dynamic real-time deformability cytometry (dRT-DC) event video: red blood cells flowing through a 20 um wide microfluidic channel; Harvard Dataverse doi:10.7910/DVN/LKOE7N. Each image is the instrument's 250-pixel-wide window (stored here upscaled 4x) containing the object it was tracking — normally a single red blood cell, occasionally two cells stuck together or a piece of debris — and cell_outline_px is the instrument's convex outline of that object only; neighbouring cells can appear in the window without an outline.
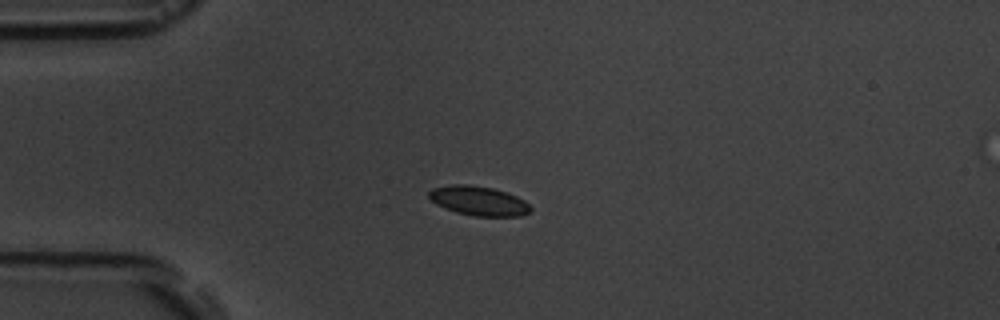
{"species": "common noctule bat (a hibernating species)", "species_latin": "Nyctalus noctula", "temperature_condition": "room temperature", "stored_images_in_passage": 6, "camera_frame_rate_fps": 3000, "um_per_image_px": 0.085, "animal": {"sex": "male", "body_mass_g": 19.5, "forearm_length_mm": 54.6}, "frame": {"image": 1, "passage_image": 4, "time_ms": 3.667, "image_size_px": [1000, 320], "cell_outline_px": [[532, 212], [520, 216], [472, 216], [456, 212], [444, 208], [436, 204], [428, 196], [428, 192], [432, 188], [452, 184], [468, 184], [492, 188], [508, 192], [524, 200], [532, 208]], "centroid_in_image_um": [40.69, 17.07], "position_along_channel_um": 44.3, "area_um2": 17.57}}
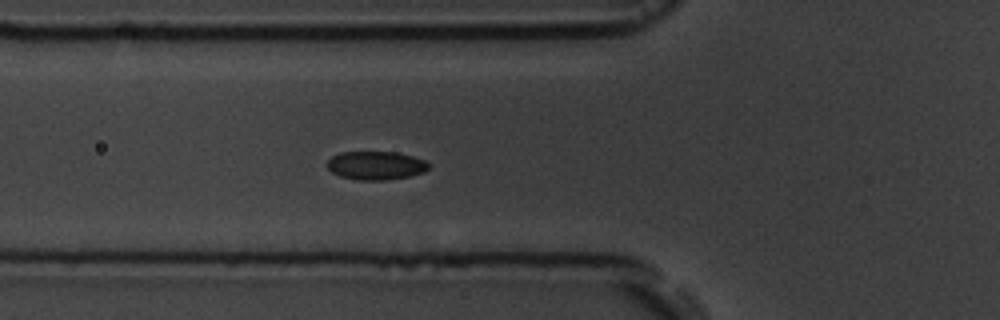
{"frame": {"image": 2, "passage_image": 6, "time_ms": 5.667, "image_size_px": [1000, 320], "cell_outline_px": [[428, 168], [424, 172], [408, 176], [384, 180], [356, 180], [340, 176], [332, 172], [324, 164], [332, 156], [340, 152], [396, 152], [412, 156], [424, 160], [428, 164]], "centroid_in_image_um": [31.89, 14.06], "position_along_channel_um": 93.9, "area_um2": 16.82}}